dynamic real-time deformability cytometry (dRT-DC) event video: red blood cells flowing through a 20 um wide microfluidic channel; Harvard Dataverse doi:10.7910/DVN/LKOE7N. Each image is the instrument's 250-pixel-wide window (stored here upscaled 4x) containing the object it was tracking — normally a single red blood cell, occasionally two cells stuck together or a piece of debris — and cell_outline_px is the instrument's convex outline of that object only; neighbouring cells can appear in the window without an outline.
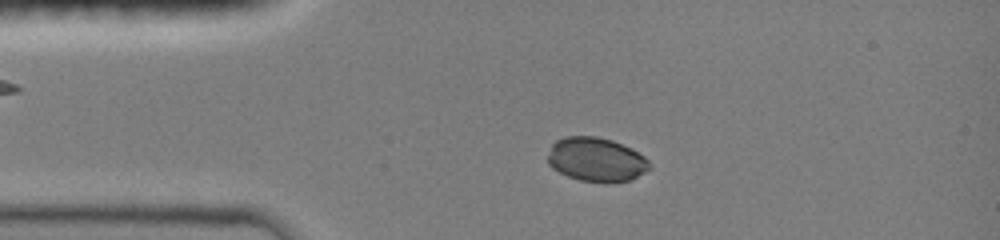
{"species": "common noctule bat (a hibernating species)", "species_latin": "Nyctalus noctula", "temperature_condition": "room temperature", "stored_images_in_passage": 42, "camera_frame_rate_fps": 3000, "um_per_image_px": 0.085, "animal": {"sex": "female", "body_mass_g": 19.0, "forearm_length_mm": 51.5}, "frame": {"image": 1, "passage_image": 9, "time_ms": 2.667, "image_size_px": [1000, 240], "cell_outline_px": [[652, 168], [632, 180], [608, 184], [580, 180], [568, 176], [552, 168], [548, 164], [548, 156], [552, 144], [556, 140], [564, 136], [596, 136], [612, 140], [632, 148], [644, 156], [648, 160]], "centroid_in_image_um": [50.71, 13.58], "position_along_channel_um": 34.3, "area_um2": 26.53}}
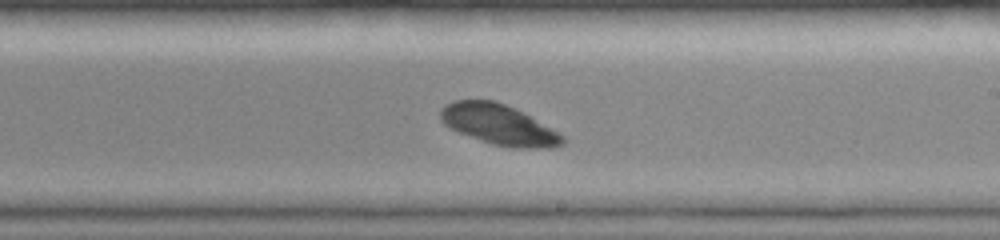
{"frame": {"image": 2, "passage_image": 27, "time_ms": 8.667, "image_size_px": [1000, 240], "cell_outline_px": [[568, 140], [564, 144], [552, 148], [512, 148], [492, 144], [460, 132], [444, 124], [440, 120], [440, 108], [452, 100], [496, 100], [560, 132]], "centroid_in_image_um": [42.42, 10.6], "position_along_channel_um": 246.6, "area_um2": 28.55}}
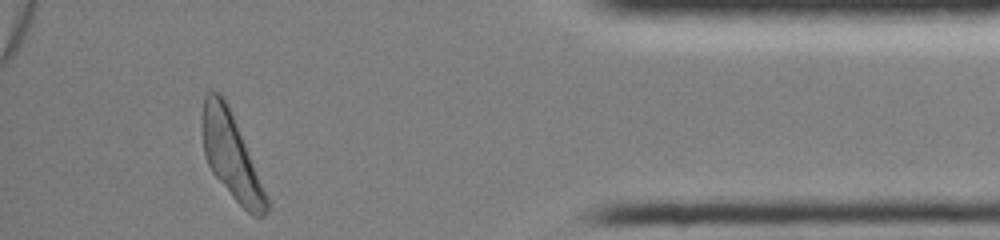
{"frame": {"image": 3, "passage_image": 42, "time_ms": 13.667, "image_size_px": [1000, 240], "cell_outline_px": [[268, 212], [264, 216], [252, 216], [232, 196], [212, 172], [204, 156], [200, 124], [200, 120], [204, 96], [208, 92], [220, 92], [228, 104], [268, 200]], "centroid_in_image_um": [19.58, 13.2], "position_along_channel_um": 415.6, "area_um2": 31.39}, "authors_computed_cell_mechanics": {"area_um2": 28.3509, "velocity_mm_per_s": 4.0312, "shape_relaxation_time_tau1_ms": 0.4262, "shape_relaxation_time_tau2_ms": 3.4645, "deformation_change_tau1": 0.0392, "deformation_change_tau2": 0.0935}}